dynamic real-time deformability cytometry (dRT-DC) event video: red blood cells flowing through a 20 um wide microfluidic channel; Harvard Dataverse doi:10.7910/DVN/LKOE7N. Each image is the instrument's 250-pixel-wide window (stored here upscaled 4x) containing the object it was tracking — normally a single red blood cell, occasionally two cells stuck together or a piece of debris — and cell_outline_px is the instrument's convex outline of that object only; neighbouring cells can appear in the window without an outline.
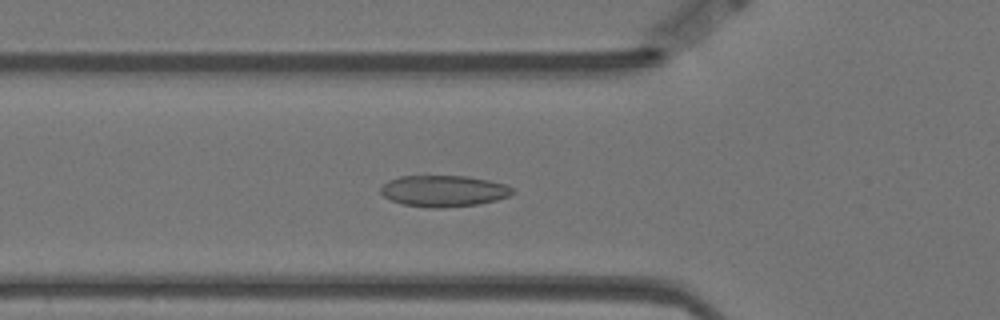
{"species": "Egyptian fruit bat (a non-hibernating species)", "species_latin": "Rousettus aegyptiacus", "temperature_condition": "warm", "stored_images_in_passage": 57, "camera_frame_rate_fps": 3000, "um_per_image_px": 0.085, "animal": {"sex": "female"}, "frame": {"image": 1, "passage_image": 19, "time_ms": 6.0, "image_size_px": [1000, 320], "cell_outline_px": [[512, 192], [508, 196], [496, 200], [476, 204], [444, 208], [428, 208], [404, 204], [392, 200], [384, 196], [380, 192], [380, 188], [388, 180], [400, 176], [464, 176], [488, 180], [504, 184], [512, 188]], "centroid_in_image_um": [37.67, 16.23], "position_along_channel_um": 88.1, "area_um2": 23.81}}
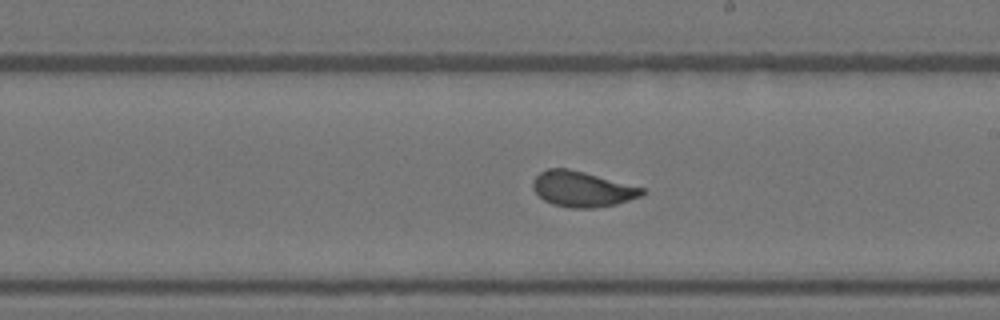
{"frame": {"image": 2, "passage_image": 32, "time_ms": 10.333, "image_size_px": [1000, 320], "cell_outline_px": [[644, 192], [640, 196], [616, 204], [596, 208], [568, 208], [552, 204], [544, 200], [532, 188], [532, 180], [540, 172], [548, 168], [568, 168], [584, 172], [644, 188]], "centroid_in_image_um": [49.44, 16.07], "position_along_channel_um": 239.6, "area_um2": 22.48}}
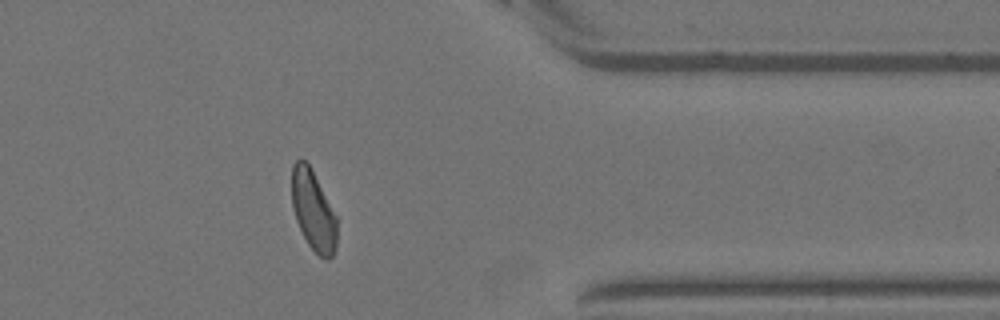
{"frame": {"image": 3, "passage_image": 46, "time_ms": 15.0, "image_size_px": [1000, 320], "cell_outline_px": [[336, 248], [332, 256], [328, 260], [324, 260], [308, 244], [296, 220], [292, 208], [292, 164], [300, 156], [308, 164], [336, 216]], "centroid_in_image_um": [26.61, 17.91], "position_along_channel_um": 384.8, "area_um2": 20.75}, "authors_computed_cell_mechanics": {"area_um2": 22.7732, "velocity_mm_per_s": 3.4869, "shape_relaxation_time_tau1_ms": 4.8324, "shape_relaxation_time_tau2_ms": 0.8252, "deformation_change_tau1": 0.1358, "deformation_change_tau2": 0.0582}}